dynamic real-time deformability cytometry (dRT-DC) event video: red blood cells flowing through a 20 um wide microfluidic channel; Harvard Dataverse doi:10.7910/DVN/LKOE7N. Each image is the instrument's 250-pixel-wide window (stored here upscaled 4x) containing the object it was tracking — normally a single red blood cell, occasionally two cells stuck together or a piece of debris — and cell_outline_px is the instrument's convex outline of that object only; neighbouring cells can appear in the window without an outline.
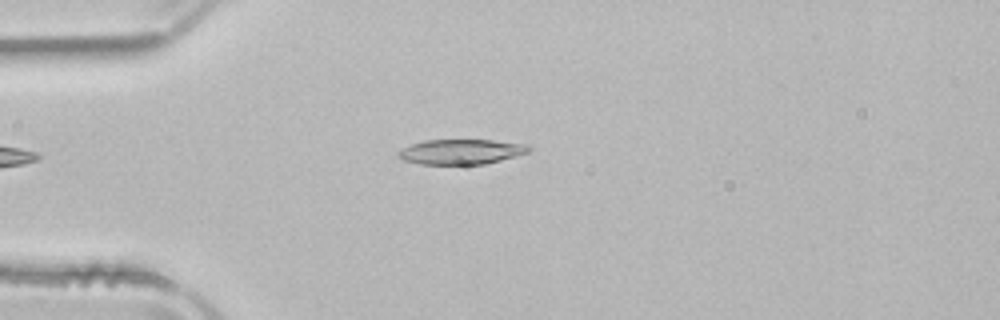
{"species": "common noctule bat (a hibernating species)", "species_latin": "Nyctalus noctula", "temperature_condition": "room temperature", "stored_images_in_passage": 39, "camera_frame_rate_fps": 3000, "um_per_image_px": 0.085, "animal": {"sex": "male", "body_mass_g": 21.5, "forearm_length_mm": 52.0}, "frame": {"image": 1, "passage_image": 1, "time_ms": 0.0, "image_size_px": [1000, 320], "cell_outline_px": [[532, 148], [528, 152], [516, 156], [484, 164], [420, 164], [404, 160], [396, 156], [396, 152], [412, 144], [424, 140], [492, 140], [528, 144]], "centroid_in_image_um": [39.2, 12.89], "position_along_channel_um": 45.8, "area_um2": 19.02}}
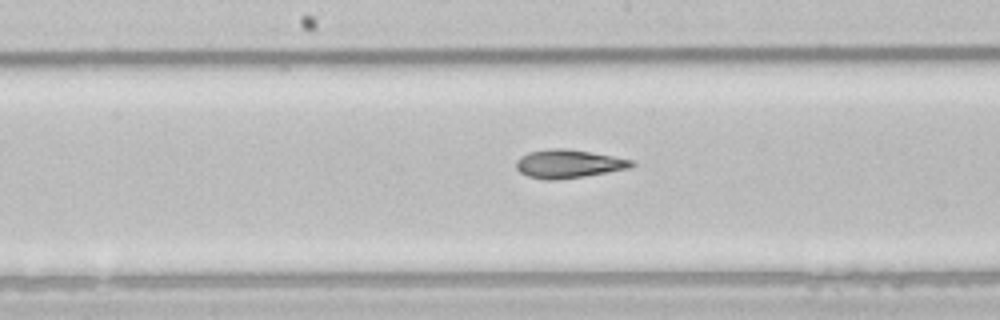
{"frame": {"image": 2, "passage_image": 14, "time_ms": 4.333, "image_size_px": [1000, 320], "cell_outline_px": [[636, 164], [628, 168], [584, 176], [556, 180], [544, 180], [528, 176], [520, 172], [516, 168], [516, 160], [520, 156], [528, 152], [548, 148], [564, 148], [612, 156], [632, 160]], "centroid_in_image_um": [48.25, 13.92], "position_along_channel_um": 199.9, "area_um2": 18.96}}
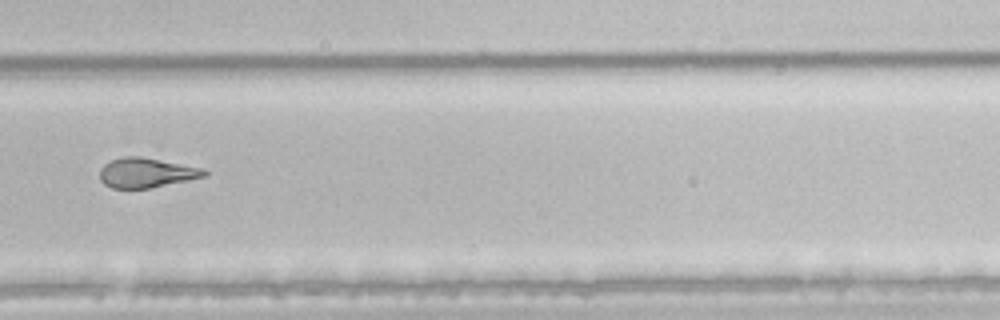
{"frame": {"image": 3, "passage_image": 23, "time_ms": 7.333, "image_size_px": [1000, 320], "cell_outline_px": [[208, 176], [148, 188], [112, 188], [104, 184], [100, 180], [100, 168], [104, 164], [112, 160], [124, 156], [140, 156], [204, 168], [208, 172]], "centroid_in_image_um": [12.45, 14.68], "position_along_channel_um": 317.4, "area_um2": 18.09}, "authors_computed_cell_mechanics": {"area_um2": 18.9584, "velocity_mm_per_s": 3.9451, "shape_relaxation_time_tau1_ms": 6.2897, "shape_relaxation_time_tau2_ms": 1.6454, "deformation_change_tau1": 0.1922, "deformation_change_tau2": 0.0912}}